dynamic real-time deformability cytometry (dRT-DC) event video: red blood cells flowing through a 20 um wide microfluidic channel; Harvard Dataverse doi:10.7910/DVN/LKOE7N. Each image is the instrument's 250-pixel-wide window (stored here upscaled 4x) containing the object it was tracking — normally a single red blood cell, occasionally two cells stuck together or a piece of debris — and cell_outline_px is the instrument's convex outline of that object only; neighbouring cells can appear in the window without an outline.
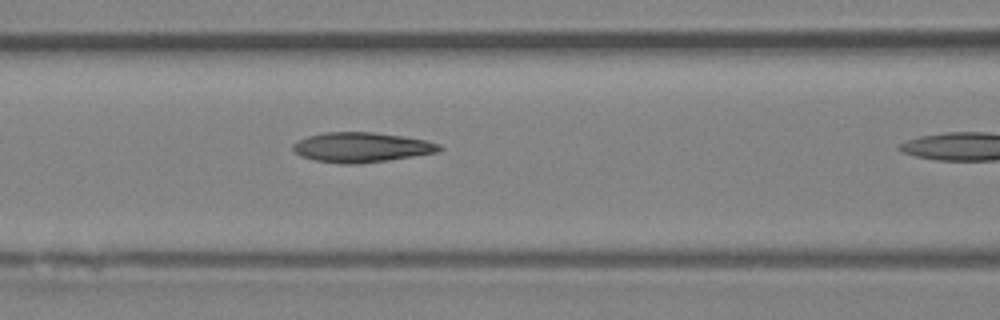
{"species": "Egyptian fruit bat (a non-hibernating species)", "species_latin": "Rousettus aegyptiacus", "temperature_condition": "room temperature", "stored_images_in_passage": 4, "camera_frame_rate_fps": 3000, "um_per_image_px": 0.085, "animal": {"sex": "female"}, "frame": {"image": 1, "passage_image": 3, "time_ms": 3.0, "image_size_px": [1000, 320], "cell_outline_px": [[444, 148], [440, 152], [388, 160], [356, 164], [340, 164], [316, 160], [300, 156], [292, 148], [292, 144], [296, 140], [308, 136], [324, 132], [372, 132], [404, 136], [424, 140], [440, 144]], "centroid_in_image_um": [30.73, 12.52], "position_along_channel_um": 135.9, "area_um2": 25.61}}